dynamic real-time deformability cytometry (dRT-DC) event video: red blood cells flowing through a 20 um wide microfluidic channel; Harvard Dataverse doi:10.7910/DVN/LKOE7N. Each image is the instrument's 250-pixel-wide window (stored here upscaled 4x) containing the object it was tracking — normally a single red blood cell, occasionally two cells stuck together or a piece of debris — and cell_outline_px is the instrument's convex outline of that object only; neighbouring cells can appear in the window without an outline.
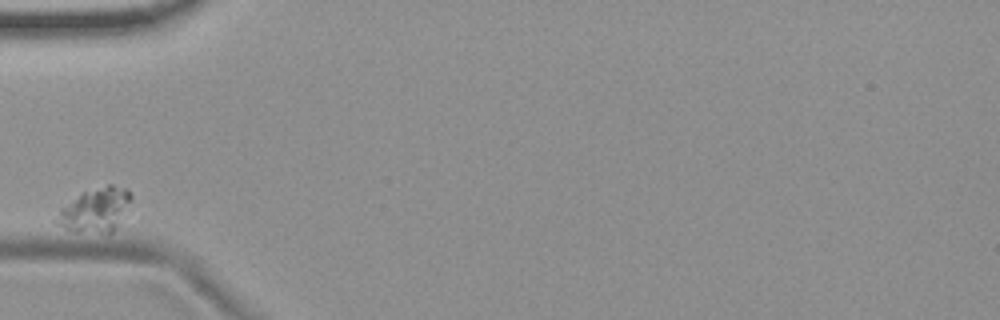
{"species": "common noctule bat (a hibernating species)", "species_latin": "Nyctalus noctula", "temperature_condition": "room temperature", "stored_images_in_passage": 3, "camera_frame_rate_fps": 3000, "um_per_image_px": 0.085, "animal": {"sex": "female", "body_mass_g": 19.9}, "frame": {"image": 1, "passage_image": 1, "time_ms": 0.0, "image_size_px": [1000, 320], "cell_outline_px": [[132, 196], [116, 228], [108, 236], [76, 232], [64, 228], [56, 224], [56, 220], [60, 208], [80, 192], [108, 184], [112, 184], [124, 188]], "centroid_in_image_um": [8.07, 17.88], "position_along_channel_um": 76.9, "area_um2": 19.36}}
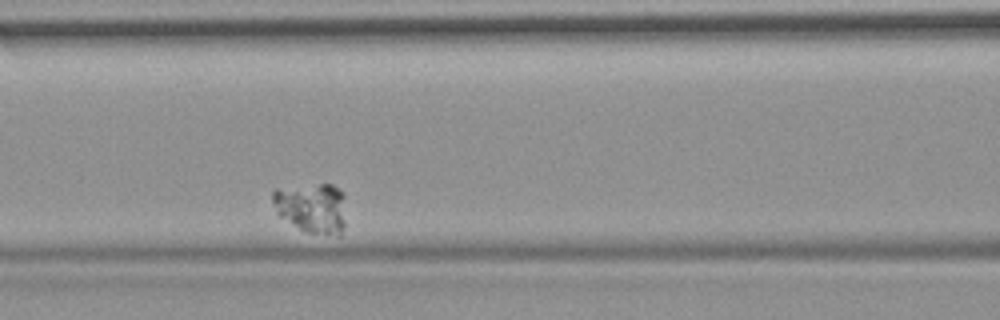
{"frame": {"image": 2, "passage_image": 3, "time_ms": 2.333, "image_size_px": [1000, 320], "cell_outline_px": [[344, 224], [340, 236], [308, 232], [300, 228], [280, 216], [276, 212], [272, 200], [272, 192], [276, 188], [320, 184], [332, 184], [340, 188], [344, 192]], "centroid_in_image_um": [26.52, 17.64], "position_along_channel_um": 140.1, "area_um2": 21.44}}